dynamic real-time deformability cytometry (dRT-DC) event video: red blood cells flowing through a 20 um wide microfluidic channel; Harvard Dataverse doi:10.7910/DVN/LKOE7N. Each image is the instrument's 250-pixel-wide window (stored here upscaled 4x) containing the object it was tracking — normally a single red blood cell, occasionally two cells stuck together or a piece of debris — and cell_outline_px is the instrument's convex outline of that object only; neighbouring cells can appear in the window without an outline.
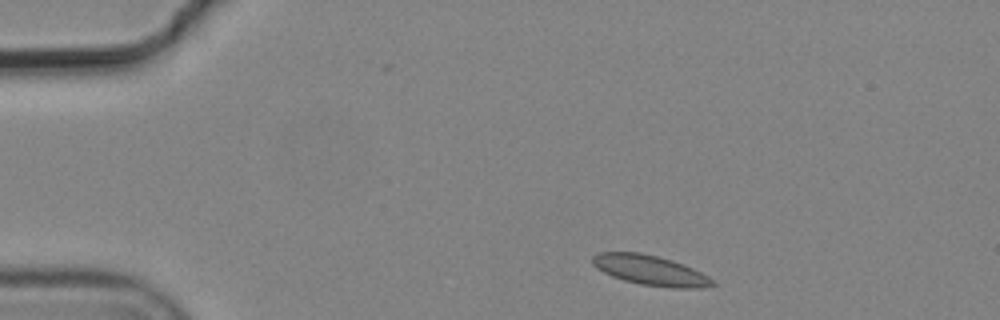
{"species": "common noctule bat (a hibernating species)", "species_latin": "Nyctalus noctula", "temperature_condition": "cold", "stored_images_in_passage": 2, "camera_frame_rate_fps": 3000, "um_per_image_px": 0.085, "animal": {"sex": "male", "body_mass_g": 19.2, "forearm_length_mm": 51.8}, "frame": {"image": 1, "passage_image": 1, "time_ms": 0.0, "image_size_px": [1000, 320], "cell_outline_px": [[716, 284], [704, 288], [676, 288], [640, 284], [624, 280], [612, 276], [596, 268], [592, 264], [592, 256], [600, 252], [640, 252], [672, 260], [692, 268], [708, 276]], "centroid_in_image_um": [55.26, 22.97], "position_along_channel_um": 29.7, "area_um2": 20.81}}